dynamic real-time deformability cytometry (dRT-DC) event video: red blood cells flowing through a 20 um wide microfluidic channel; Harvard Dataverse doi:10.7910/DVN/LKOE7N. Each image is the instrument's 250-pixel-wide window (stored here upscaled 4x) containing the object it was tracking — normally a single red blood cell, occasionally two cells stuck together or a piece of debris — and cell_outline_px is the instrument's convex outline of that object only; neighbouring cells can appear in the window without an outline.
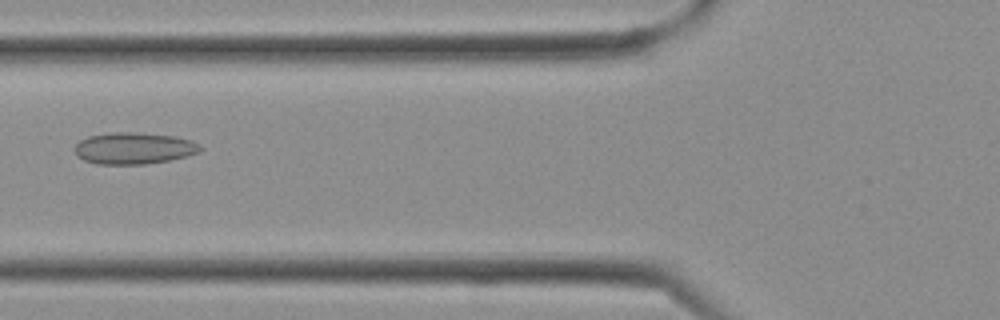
{"species": "Egyptian fruit bat (a non-hibernating species)", "species_latin": "Rousettus aegyptiacus", "temperature_condition": "cold", "stored_images_in_passage": 12, "camera_frame_rate_fps": 3000, "um_per_image_px": 0.085, "frame": {"image": 1, "passage_image": 9, "time_ms": 2.667, "image_size_px": [1000, 320], "cell_outline_px": [[204, 148], [200, 152], [168, 160], [144, 164], [96, 164], [84, 160], [76, 156], [76, 144], [80, 140], [88, 136], [112, 132], [128, 132], [176, 136], [192, 140], [200, 144]], "centroid_in_image_um": [11.39, 12.6], "position_along_channel_um": 114.4, "area_um2": 23.12}}
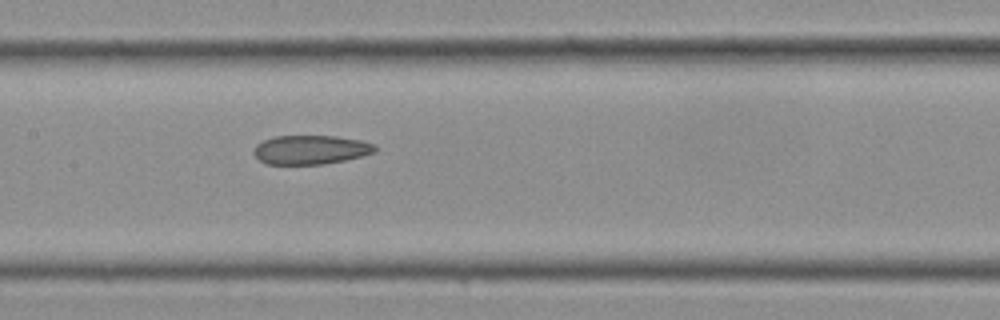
{"frame": {"image": 2, "passage_image": 12, "time_ms": 3.667, "image_size_px": [1000, 320], "cell_outline_px": [[380, 148], [376, 152], [344, 160], [324, 164], [264, 164], [252, 152], [256, 144], [264, 140], [276, 136], [336, 136], [360, 140], [372, 144]], "centroid_in_image_um": [26.4, 12.73], "position_along_channel_um": 181.0, "area_um2": 20.52}}